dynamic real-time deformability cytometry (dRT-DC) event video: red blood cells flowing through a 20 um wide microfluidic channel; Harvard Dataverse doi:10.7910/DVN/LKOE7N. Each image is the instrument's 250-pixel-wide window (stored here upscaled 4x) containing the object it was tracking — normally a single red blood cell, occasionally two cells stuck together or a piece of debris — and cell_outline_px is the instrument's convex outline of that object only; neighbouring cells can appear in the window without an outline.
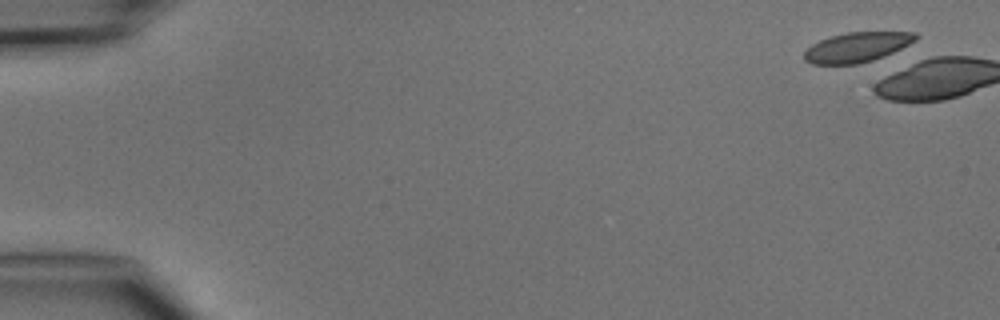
{"species": "common noctule bat (a hibernating species)", "species_latin": "Nyctalus noctula", "temperature_condition": "cold", "stored_images_in_passage": 6, "camera_frame_rate_fps": 3000, "um_per_image_px": 0.085, "animal": {"sex": "male", "body_mass_g": 15.6}, "frame": {"image": 1, "passage_image": 1, "time_ms": 0.0, "image_size_px": [1000, 320], "cell_outline_px": [[920, 36], [916, 40], [884, 56], [872, 60], [856, 64], [812, 64], [804, 60], [804, 52], [812, 44], [820, 40], [832, 36], [848, 32], [916, 32]], "centroid_in_image_um": [72.84, 4.01], "position_along_channel_um": 12.2, "area_um2": 19.19}}